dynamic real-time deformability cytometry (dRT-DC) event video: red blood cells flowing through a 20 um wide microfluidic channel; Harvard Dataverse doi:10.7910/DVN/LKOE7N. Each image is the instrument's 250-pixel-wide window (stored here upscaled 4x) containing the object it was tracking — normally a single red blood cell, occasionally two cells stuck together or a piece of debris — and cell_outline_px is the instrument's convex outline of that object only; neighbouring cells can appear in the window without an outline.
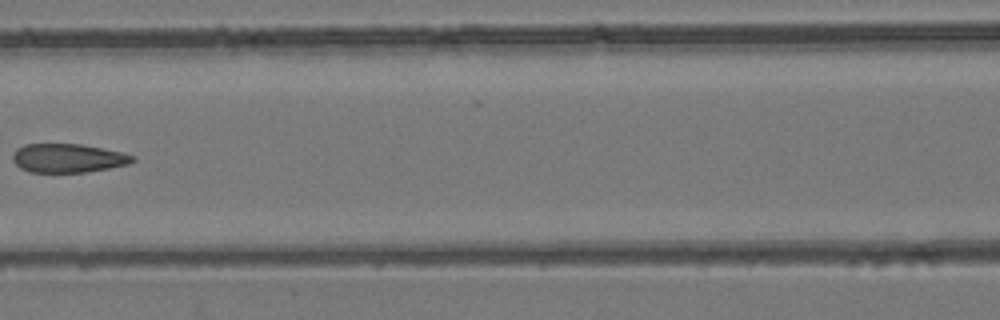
{"species": "common noctule bat (a hibernating species)", "species_latin": "Nyctalus noctula", "temperature_condition": "room temperature", "stored_images_in_passage": 8, "camera_frame_rate_fps": 3000, "um_per_image_px": 0.085, "animal": {"sex": "female", "body_mass_g": 24.6, "forearm_length_mm": 56.2}, "frame": {"image": 1, "passage_image": 7, "time_ms": 8.0, "image_size_px": [1000, 320], "cell_outline_px": [[136, 160], [128, 164], [88, 172], [32, 172], [20, 168], [12, 160], [12, 152], [16, 148], [24, 144], [80, 144], [120, 152], [136, 156]], "centroid_in_image_um": [5.75, 13.44], "position_along_channel_um": 160.9, "area_um2": 20.11}}
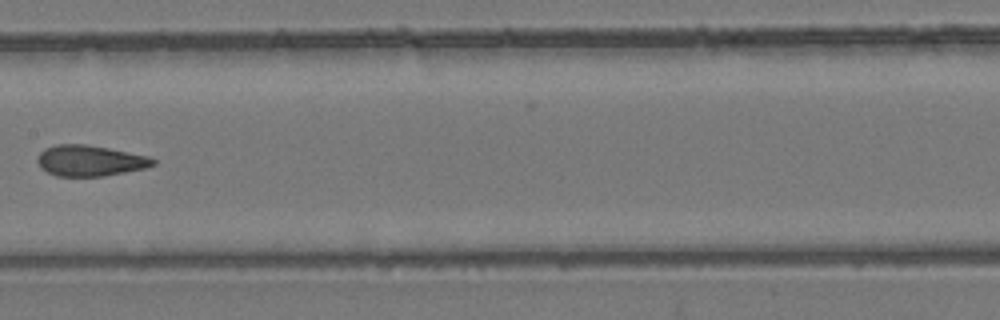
{"frame": {"image": 2, "passage_image": 8, "time_ms": 9.0, "image_size_px": [1000, 320], "cell_outline_px": [[156, 164], [144, 168], [104, 176], [56, 176], [40, 168], [36, 160], [36, 156], [44, 148], [56, 144], [84, 144], [108, 148], [148, 156], [156, 160]], "centroid_in_image_um": [7.6, 13.65], "position_along_channel_um": 199.8, "area_um2": 20.81}}